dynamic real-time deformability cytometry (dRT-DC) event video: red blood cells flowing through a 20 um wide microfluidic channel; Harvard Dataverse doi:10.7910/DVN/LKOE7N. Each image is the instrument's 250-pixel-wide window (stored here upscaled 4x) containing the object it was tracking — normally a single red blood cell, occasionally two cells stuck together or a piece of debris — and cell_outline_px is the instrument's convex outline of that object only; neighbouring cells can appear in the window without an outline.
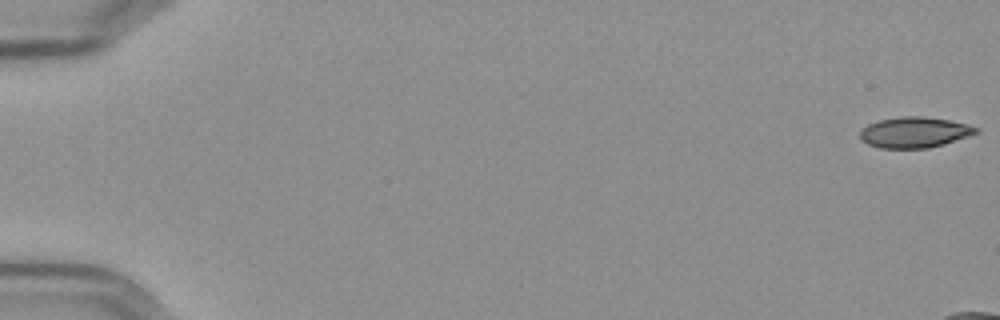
{"species": "Egyptian fruit bat (a non-hibernating species)", "species_latin": "Rousettus aegyptiacus", "temperature_condition": "cold", "stored_images_in_passage": 17, "camera_frame_rate_fps": 3000, "um_per_image_px": 0.085, "frame": {"image": 1, "passage_image": 1, "time_ms": 0.0, "image_size_px": [1000, 320], "cell_outline_px": [[980, 132], [944, 144], [928, 148], [880, 148], [868, 144], [860, 140], [860, 132], [868, 124], [880, 120], [900, 116], [924, 116], [948, 120], [968, 124], [980, 128]], "centroid_in_image_um": [77.75, 11.24], "position_along_channel_um": 7.2, "area_um2": 20.81}}